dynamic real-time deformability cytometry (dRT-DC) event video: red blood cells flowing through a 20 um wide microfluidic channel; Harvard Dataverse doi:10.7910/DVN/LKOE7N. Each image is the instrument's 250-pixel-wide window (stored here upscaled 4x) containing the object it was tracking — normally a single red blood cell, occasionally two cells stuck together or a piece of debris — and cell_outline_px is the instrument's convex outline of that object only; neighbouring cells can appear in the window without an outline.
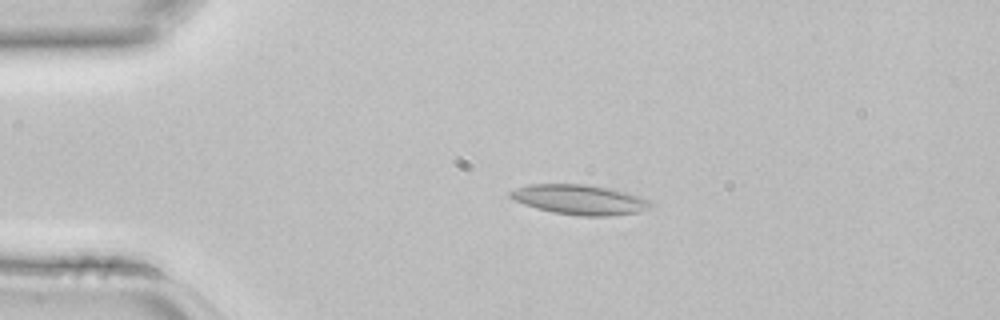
{"species": "common noctule bat (a hibernating species)", "species_latin": "Nyctalus noctula", "temperature_condition": "room temperature", "stored_images_in_passage": 4, "camera_frame_rate_fps": 3000, "um_per_image_px": 0.085, "animal": {"sex": "female", "body_mass_g": 22.7, "forearm_length_mm": 54.2}, "frame": {"image": 1, "passage_image": 3, "time_ms": 0.667, "image_size_px": [1000, 320], "cell_outline_px": [[652, 204], [648, 208], [640, 212], [608, 216], [580, 216], [552, 212], [536, 208], [524, 204], [508, 196], [508, 192], [516, 188], [528, 184], [588, 184], [612, 188], [640, 196], [652, 200]], "centroid_in_image_um": [49.29, 16.96], "position_along_channel_um": 35.7, "area_um2": 24.68}}